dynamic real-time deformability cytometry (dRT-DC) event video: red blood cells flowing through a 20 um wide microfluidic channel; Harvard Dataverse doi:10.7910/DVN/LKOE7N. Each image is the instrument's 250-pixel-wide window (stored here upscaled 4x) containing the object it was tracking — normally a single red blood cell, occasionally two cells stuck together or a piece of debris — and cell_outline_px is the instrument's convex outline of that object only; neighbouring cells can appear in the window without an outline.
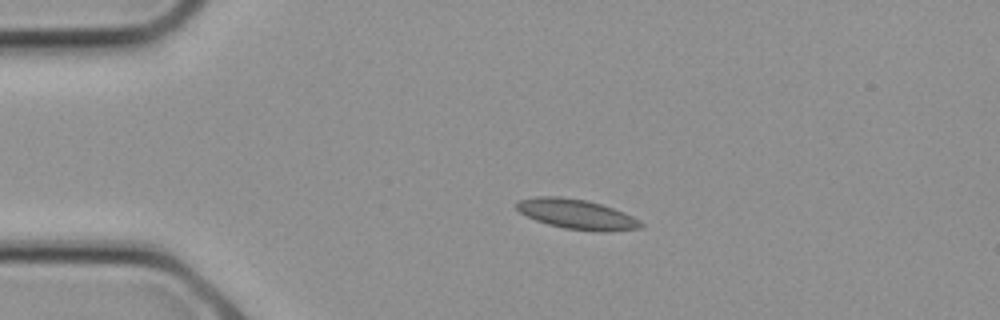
{"species": "common noctule bat (a hibernating species)", "species_latin": "Nyctalus noctula", "temperature_condition": "cold", "stored_images_in_passage": 5, "camera_frame_rate_fps": 3000, "um_per_image_px": 0.085, "animal": {"sex": "female", "body_mass_g": 21.9}, "frame": {"image": 1, "passage_image": 1, "time_ms": 0.0, "image_size_px": [1000, 320], "cell_outline_px": [[644, 224], [640, 228], [604, 232], [564, 228], [548, 224], [536, 220], [520, 212], [516, 208], [516, 200], [536, 196], [560, 196], [588, 200], [612, 208], [632, 216]], "centroid_in_image_um": [48.98, 18.19], "position_along_channel_um": 36.0, "area_um2": 21.5}}
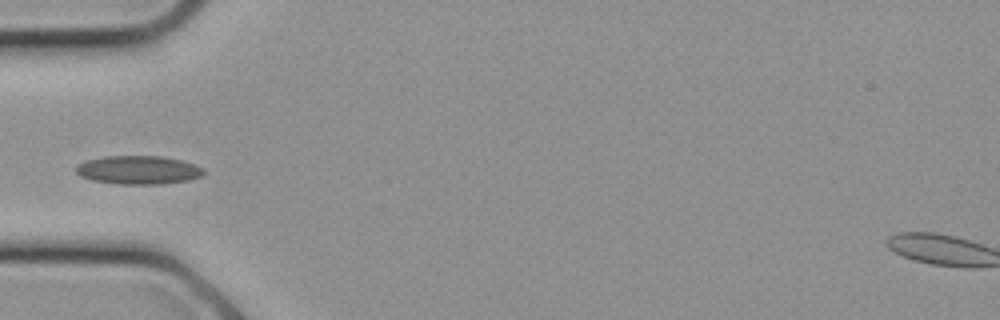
{"frame": {"image": 2, "passage_image": 4, "time_ms": 1.0, "image_size_px": [1000, 320], "cell_outline_px": [[204, 172], [200, 176], [188, 180], [164, 184], [120, 184], [92, 180], [80, 176], [76, 172], [76, 168], [80, 164], [88, 160], [104, 156], [164, 156], [180, 160], [204, 168]], "centroid_in_image_um": [11.77, 14.45], "position_along_channel_um": 73.2, "area_um2": 21.04}}